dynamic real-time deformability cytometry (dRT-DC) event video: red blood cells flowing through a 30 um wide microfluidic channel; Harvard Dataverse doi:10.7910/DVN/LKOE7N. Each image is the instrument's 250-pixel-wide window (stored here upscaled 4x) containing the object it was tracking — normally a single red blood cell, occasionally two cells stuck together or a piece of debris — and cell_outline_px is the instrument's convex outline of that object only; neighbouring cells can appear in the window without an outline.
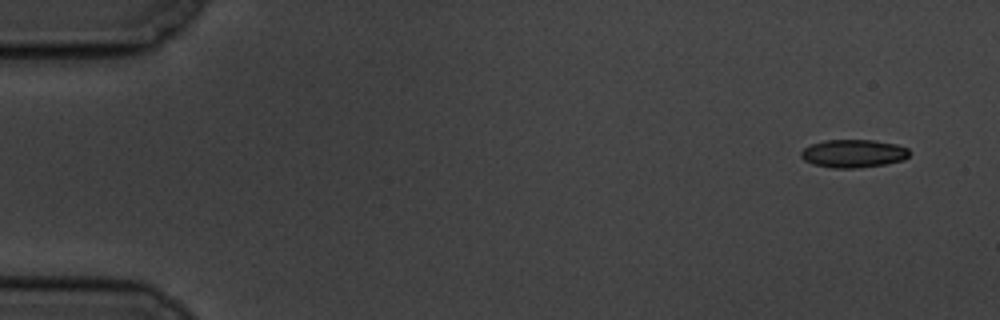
{"species": "common noctule bat (a hibernating species)", "species_latin": "Nyctalus noctula", "temperature_condition": "cold", "stored_images_in_passage": 53, "camera_frame_rate_fps": 3000, "um_per_image_px": 0.085, "animal": {"sex": "male", "body_mass_g": 19.5, "forearm_length_mm": 54.6}, "frame": {"image": 1, "passage_image": 1, "time_ms": 0.0, "image_size_px": [1000, 320], "cell_outline_px": [[908, 156], [904, 160], [884, 164], [860, 168], [832, 168], [812, 164], [804, 160], [800, 156], [800, 152], [804, 148], [812, 144], [824, 140], [872, 140], [896, 144], [908, 148]], "centroid_in_image_um": [72.51, 13.05], "position_along_channel_um": 12.5, "area_um2": 17.74}}
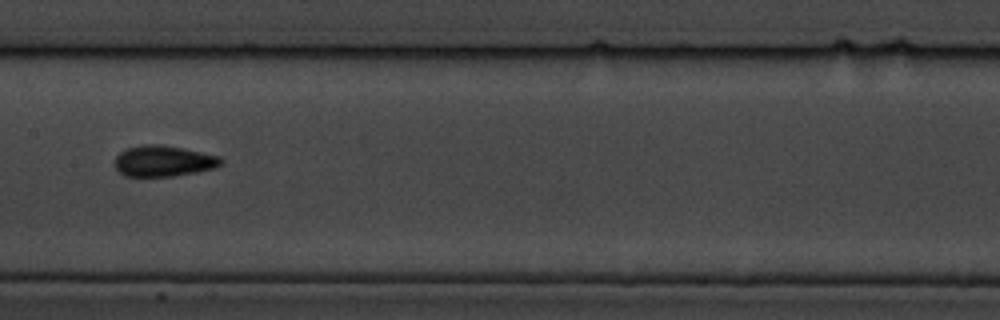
{"frame": {"image": 2, "passage_image": 27, "time_ms": 8.667, "image_size_px": [1000, 320], "cell_outline_px": [[224, 160], [216, 168], [196, 172], [172, 176], [124, 176], [116, 168], [116, 156], [120, 152], [128, 148], [148, 144], [156, 144], [180, 148], [220, 156]], "centroid_in_image_um": [13.91, 13.7], "position_along_channel_um": 193.5, "area_um2": 18.84}}
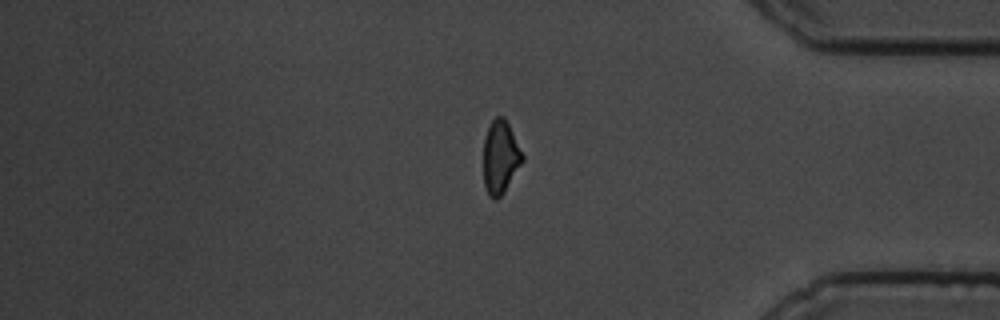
{"frame": {"image": 3, "passage_image": 46, "time_ms": 15.0, "image_size_px": [1000, 320], "cell_outline_px": [[524, 160], [504, 192], [496, 200], [492, 200], [488, 196], [484, 184], [484, 140], [488, 128], [492, 120], [496, 116], [504, 116], [524, 156]], "centroid_in_image_um": [42.53, 13.38], "position_along_channel_um": 392.7, "area_um2": 16.53}}